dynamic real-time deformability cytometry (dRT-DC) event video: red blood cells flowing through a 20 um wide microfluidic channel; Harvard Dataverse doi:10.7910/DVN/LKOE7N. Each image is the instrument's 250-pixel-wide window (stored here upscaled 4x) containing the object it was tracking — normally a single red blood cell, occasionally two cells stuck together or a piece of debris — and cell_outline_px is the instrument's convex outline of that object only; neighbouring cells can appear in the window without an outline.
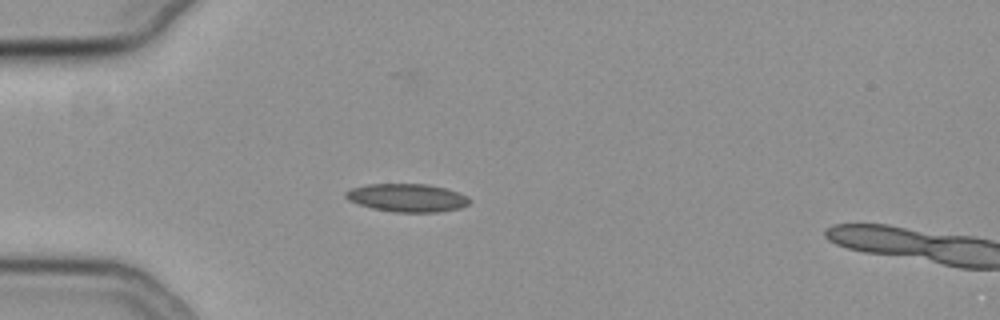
{"species": "common noctule bat (a hibernating species)", "species_latin": "Nyctalus noctula", "temperature_condition": "cold", "stored_images_in_passage": 14, "camera_frame_rate_fps": 3000, "um_per_image_px": 0.085, "animal": {"sex": "female", "body_mass_g": 19.3, "forearm_length_mm": 54.1}, "frame": {"image": 1, "passage_image": 12, "time_ms": 3.667, "image_size_px": [1000, 320], "cell_outline_px": [[472, 200], [468, 204], [460, 208], [440, 212], [392, 212], [372, 208], [348, 200], [344, 196], [344, 192], [352, 188], [368, 184], [428, 184], [448, 188], [468, 196]], "centroid_in_image_um": [34.64, 16.81], "position_along_channel_um": 50.4, "area_um2": 20.46}}